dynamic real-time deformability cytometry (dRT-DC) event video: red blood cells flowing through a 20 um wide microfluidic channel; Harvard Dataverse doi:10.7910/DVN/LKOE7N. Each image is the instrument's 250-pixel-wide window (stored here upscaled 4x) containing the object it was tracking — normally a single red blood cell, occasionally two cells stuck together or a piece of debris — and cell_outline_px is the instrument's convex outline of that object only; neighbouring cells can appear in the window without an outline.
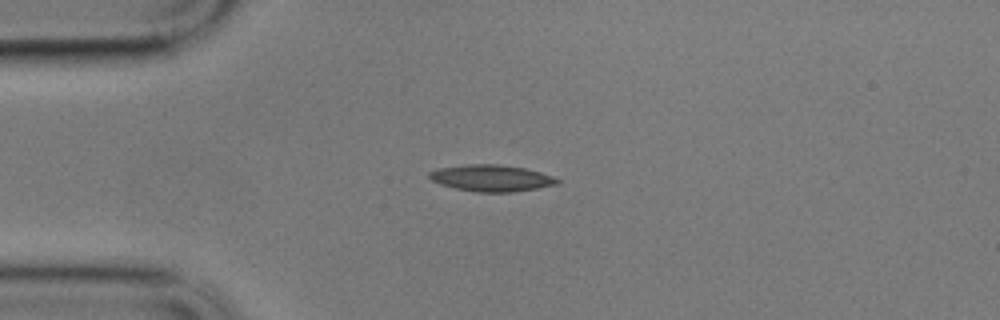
{"species": "common noctule bat (a hibernating species)", "species_latin": "Nyctalus noctula", "temperature_condition": "cold", "stored_images_in_passage": 46, "camera_frame_rate_fps": 3000, "um_per_image_px": 0.085, "animal": {"sex": "male", "body_mass_g": 17.9}, "frame": {"image": 1, "passage_image": 1, "time_ms": 0.0, "image_size_px": [1000, 320], "cell_outline_px": [[560, 184], [512, 192], [476, 192], [456, 188], [440, 184], [432, 180], [428, 176], [428, 172], [436, 168], [468, 164], [500, 164], [524, 168], [540, 172], [552, 176], [560, 180]], "centroid_in_image_um": [41.75, 15.13], "position_along_channel_um": 43.2, "area_um2": 19.83}}
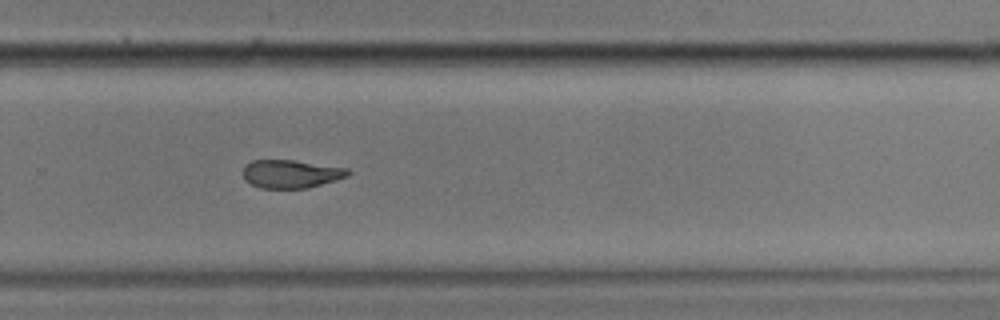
{"frame": {"image": 2, "passage_image": 26, "time_ms": 8.333, "image_size_px": [1000, 320], "cell_outline_px": [[352, 172], [348, 176], [336, 180], [308, 188], [260, 188], [244, 180], [244, 164], [252, 160], [292, 160], [348, 168]], "centroid_in_image_um": [24.74, 14.78], "position_along_channel_um": 305.1, "area_um2": 17.28}}
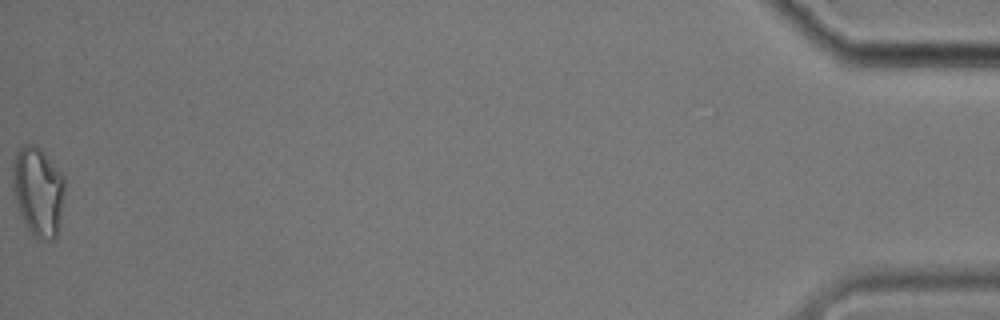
{"frame": {"image": 3, "passage_image": 46, "time_ms": 15.0, "image_size_px": [1000, 320], "cell_outline_px": [[64, 192], [56, 240], [48, 240], [36, 236], [28, 228], [20, 212], [16, 200], [12, 176], [12, 164], [16, 152], [24, 144], [32, 144], [40, 148], [44, 152], [64, 176]], "centroid_in_image_um": [3.25, 16.22], "position_along_channel_um": 432.0, "area_um2": 26.59}, "authors_computed_cell_mechanics": {"area_um2": 19.0451, "velocity_mm_per_s": 3.3847, "shape_relaxation_time_tau1_ms": null, "shape_relaxation_time_tau2_ms": 4.2193, "deformation_change_tau1": null, "deformation_change_tau2": 0.132}}